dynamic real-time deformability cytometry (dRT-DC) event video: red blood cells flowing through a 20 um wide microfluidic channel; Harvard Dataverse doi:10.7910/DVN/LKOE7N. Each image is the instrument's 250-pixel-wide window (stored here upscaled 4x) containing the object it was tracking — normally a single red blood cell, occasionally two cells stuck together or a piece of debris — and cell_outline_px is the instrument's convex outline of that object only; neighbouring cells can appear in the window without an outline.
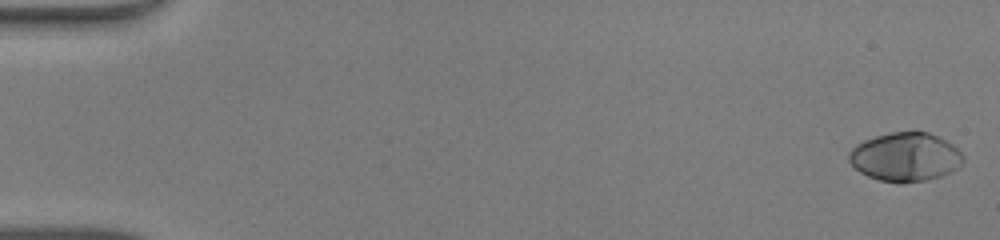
{"species": "human", "species_latin": "Homo sapiens", "temperature_condition": "warm", "stored_images_in_passage": 14, "camera_frame_rate_fps": 3000, "um_per_image_px": 0.085, "donor": {"sex": "male"}, "frame": {"image": 1, "passage_image": 1, "time_ms": 0.0, "image_size_px": [1000, 240], "cell_outline_px": [[964, 160], [956, 168], [940, 176], [924, 180], [900, 184], [880, 180], [868, 176], [860, 172], [848, 160], [848, 152], [856, 144], [864, 140], [888, 132], [928, 132], [952, 144], [964, 156]], "centroid_in_image_um": [76.91, 13.34], "position_along_channel_um": 8.1, "area_um2": 32.25}}